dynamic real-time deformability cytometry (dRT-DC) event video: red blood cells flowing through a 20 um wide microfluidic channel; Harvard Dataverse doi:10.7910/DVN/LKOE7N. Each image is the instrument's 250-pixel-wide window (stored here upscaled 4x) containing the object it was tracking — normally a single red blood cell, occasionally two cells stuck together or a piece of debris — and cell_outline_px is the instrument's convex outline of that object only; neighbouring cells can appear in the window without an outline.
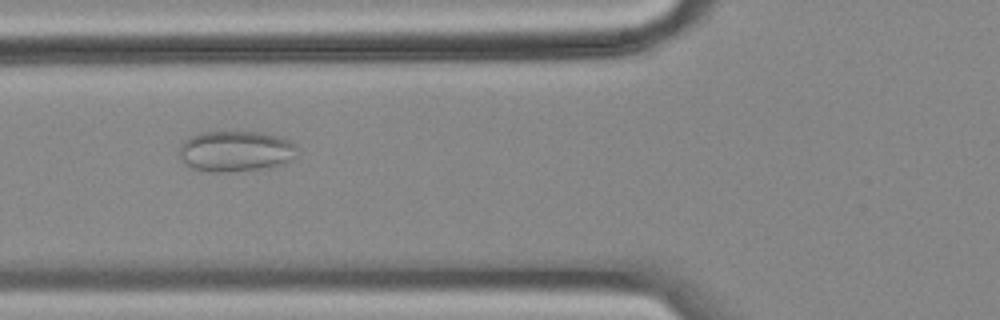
{"species": "common noctule bat (a hibernating species)", "species_latin": "Nyctalus noctula", "temperature_condition": "cold", "stored_images_in_passage": 55, "camera_frame_rate_fps": 3000, "um_per_image_px": 0.085, "animal": {"sex": "female", "body_mass_g": 18.4}, "frame": {"image": 1, "passage_image": 20, "time_ms": 6.333, "image_size_px": [1000, 320], "cell_outline_px": [[296, 156], [284, 164], [264, 168], [232, 172], [208, 172], [192, 168], [180, 156], [180, 144], [184, 140], [200, 132], [260, 132], [280, 136], [292, 140], [296, 144]], "centroid_in_image_um": [20.07, 12.85], "position_along_channel_um": 105.7, "area_um2": 28.21}}
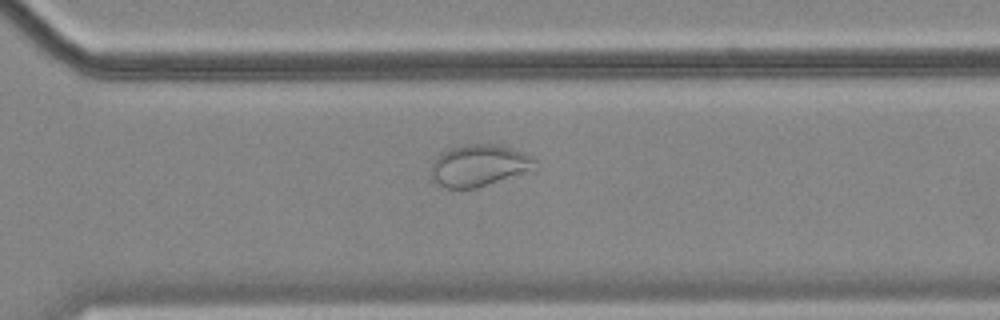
{"frame": {"image": 2, "passage_image": 39, "time_ms": 12.667, "image_size_px": [1000, 320], "cell_outline_px": [[536, 160], [520, 172], [476, 188], [448, 188], [436, 184], [432, 180], [432, 164], [440, 152], [452, 148], [468, 144], [492, 144], [512, 148]], "centroid_in_image_um": [40.55, 14.05], "position_along_channel_um": 330.0, "area_um2": 24.04}}
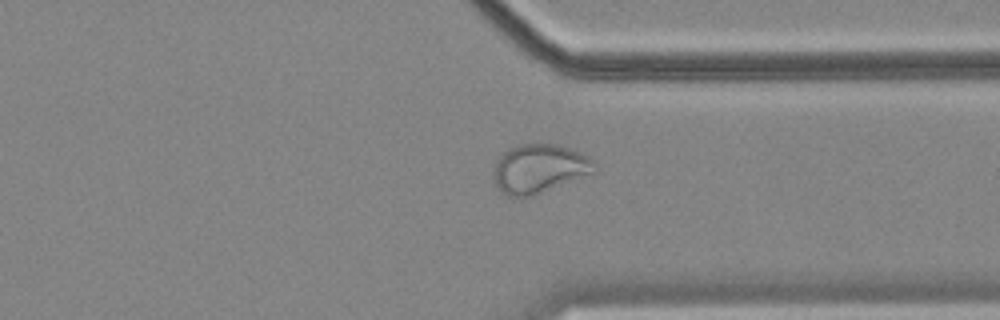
{"frame": {"image": 3, "passage_image": 42, "time_ms": 13.667, "image_size_px": [1000, 320], "cell_outline_px": [[596, 172], [532, 196], [508, 196], [500, 192], [492, 176], [496, 160], [504, 152], [520, 144], [556, 144], [580, 152], [588, 156], [596, 164]], "centroid_in_image_um": [45.83, 14.34], "position_along_channel_um": 365.6, "area_um2": 28.67}}